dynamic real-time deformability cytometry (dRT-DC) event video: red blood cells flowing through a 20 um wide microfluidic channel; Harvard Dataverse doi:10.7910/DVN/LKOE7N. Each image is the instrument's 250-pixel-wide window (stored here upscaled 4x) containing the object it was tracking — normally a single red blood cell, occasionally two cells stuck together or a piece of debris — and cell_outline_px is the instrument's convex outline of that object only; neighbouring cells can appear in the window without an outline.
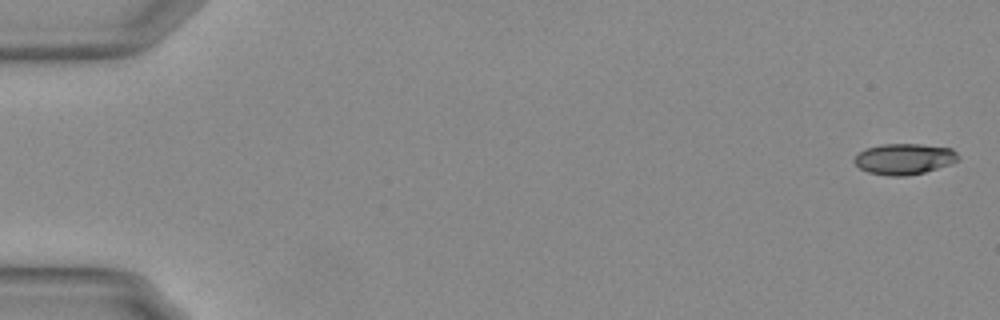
{"species": "Egyptian fruit bat (a non-hibernating species)", "species_latin": "Rousettus aegyptiacus", "temperature_condition": "warm", "stored_images_in_passage": 15, "camera_frame_rate_fps": 3000, "um_per_image_px": 0.085, "animal": {"sex": "female"}, "frame": {"image": 1, "passage_image": 1, "time_ms": 0.0, "image_size_px": [1000, 320], "cell_outline_px": [[960, 156], [952, 164], [924, 172], [908, 176], [888, 176], [868, 172], [860, 168], [852, 160], [860, 152], [868, 148], [880, 144], [920, 144], [952, 148]], "centroid_in_image_um": [76.87, 13.51], "position_along_channel_um": 8.1, "area_um2": 18.73}}
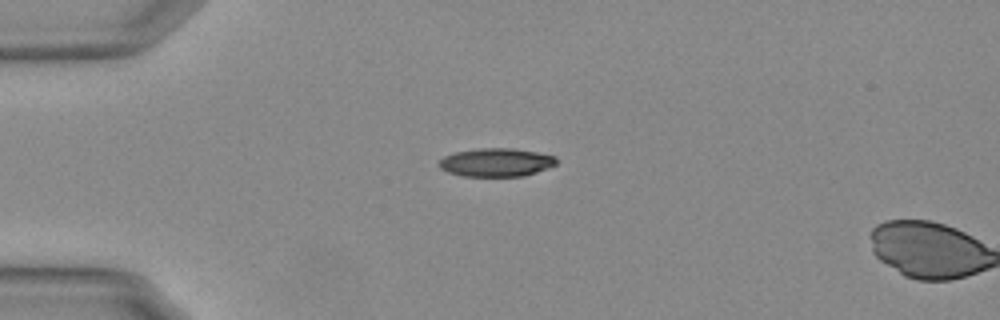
{"frame": {"image": 2, "passage_image": 14, "time_ms": 4.333, "image_size_px": [1000, 320], "cell_outline_px": [[556, 164], [536, 172], [524, 176], [464, 176], [448, 172], [440, 168], [440, 160], [444, 156], [456, 152], [480, 148], [512, 148], [536, 152], [556, 156]], "centroid_in_image_um": [42.18, 13.8], "position_along_channel_um": 42.8, "area_um2": 19.19}}